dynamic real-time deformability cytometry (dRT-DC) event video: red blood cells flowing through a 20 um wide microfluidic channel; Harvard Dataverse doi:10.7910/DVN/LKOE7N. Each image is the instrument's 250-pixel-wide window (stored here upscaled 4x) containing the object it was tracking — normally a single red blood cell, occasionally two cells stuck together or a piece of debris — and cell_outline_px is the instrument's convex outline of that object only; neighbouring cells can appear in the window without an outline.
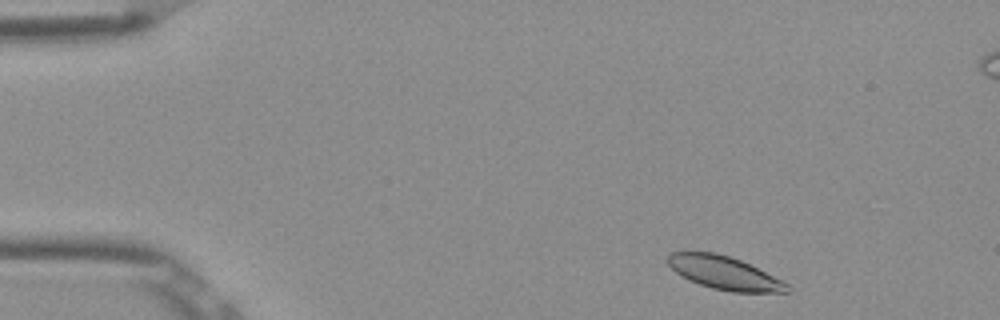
{"species": "Egyptian fruit bat (a non-hibernating species)", "species_latin": "Rousettus aegyptiacus", "temperature_condition": "room temperature", "stored_images_in_passage": 49, "segment_of_instrument_passage": [1, 2], "camera_frame_rate_fps": 3000, "um_per_image_px": 0.085, "frame": {"image": 1, "passage_image": 2, "time_ms": 0.333, "image_size_px": [1000, 320], "cell_outline_px": [[788, 292], [732, 292], [712, 288], [700, 284], [676, 272], [668, 264], [668, 256], [672, 252], [716, 252], [740, 260], [784, 280], [788, 284]], "centroid_in_image_um": [61.6, 23.19], "position_along_channel_um": 23.4, "area_um2": 22.72}}
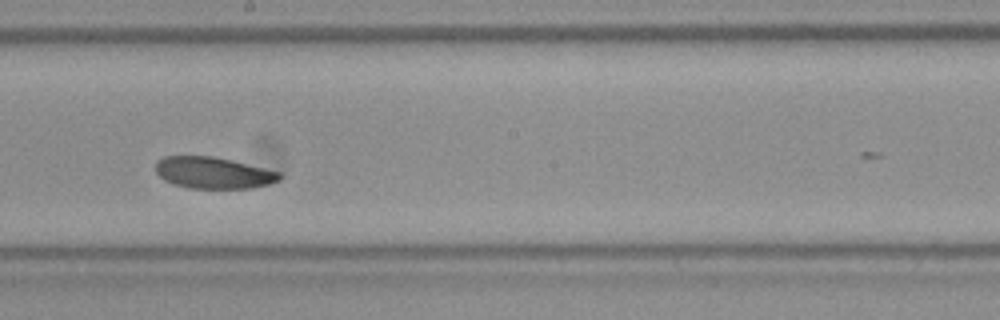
{"frame": {"image": 2, "passage_image": 25, "time_ms": 8.0, "image_size_px": [1000, 320], "cell_outline_px": [[280, 180], [268, 184], [252, 188], [188, 188], [172, 184], [164, 180], [156, 172], [156, 160], [164, 156], [212, 156], [232, 160], [280, 172]], "centroid_in_image_um": [18.1, 14.68], "position_along_channel_um": 230.1, "area_um2": 22.77}}
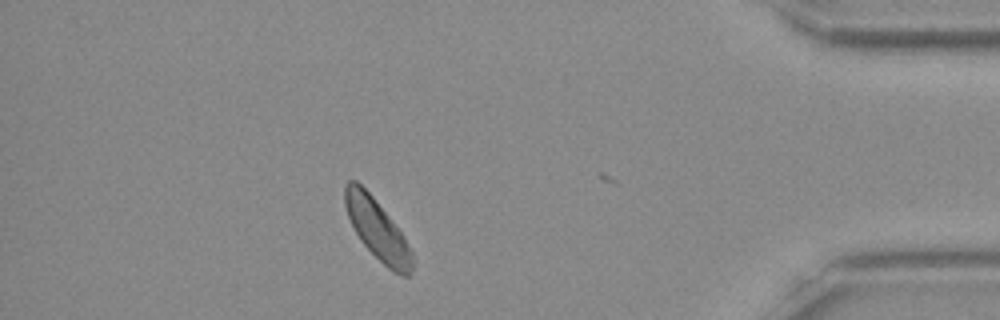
{"frame": {"image": 3, "passage_image": 42, "time_ms": 13.667, "image_size_px": [1000, 320], "cell_outline_px": [[412, 272], [408, 276], [400, 276], [392, 272], [360, 240], [348, 216], [344, 204], [344, 184], [348, 180], [356, 180], [372, 196], [404, 236], [412, 252]], "centroid_in_image_um": [32.06, 19.51], "position_along_channel_um": 403.1, "area_um2": 23.29}}